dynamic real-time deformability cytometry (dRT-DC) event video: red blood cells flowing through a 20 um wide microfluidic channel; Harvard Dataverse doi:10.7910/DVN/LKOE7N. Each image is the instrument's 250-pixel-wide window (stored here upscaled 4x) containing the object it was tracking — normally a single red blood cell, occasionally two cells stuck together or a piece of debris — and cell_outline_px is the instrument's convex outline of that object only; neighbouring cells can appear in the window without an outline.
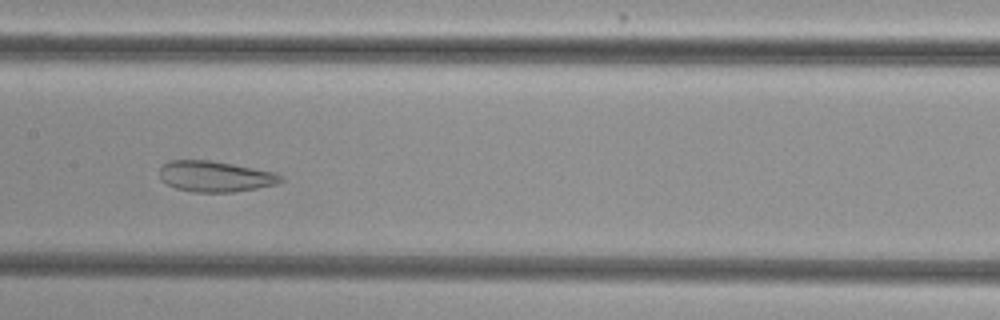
{"species": "common noctule bat (a hibernating species)", "species_latin": "Nyctalus noctula", "temperature_condition": "cold", "stored_images_in_passage": 38, "camera_frame_rate_fps": 3000, "um_per_image_px": 0.085, "animal": {"sex": "female", "body_mass_g": 29.2, "forearm_length_mm": 56.3}, "frame": {"image": 1, "passage_image": 12, "time_ms": 3.667, "image_size_px": [1000, 320], "cell_outline_px": [[284, 180], [276, 184], [236, 192], [192, 192], [176, 188], [160, 180], [160, 168], [168, 160], [212, 160], [276, 172], [284, 176]], "centroid_in_image_um": [18.31, 14.99], "position_along_channel_um": 189.1, "area_um2": 21.96}}
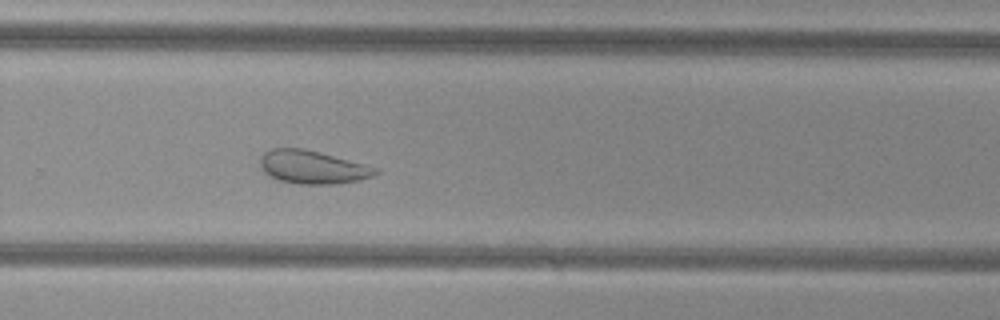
{"frame": {"image": 2, "passage_image": 21, "time_ms": 6.667, "image_size_px": [1000, 320], "cell_outline_px": [[380, 172], [372, 176], [360, 180], [336, 184], [296, 184], [280, 180], [264, 172], [260, 168], [260, 156], [268, 148], [304, 148], [320, 152], [376, 168]], "centroid_in_image_um": [26.51, 14.2], "position_along_channel_um": 303.3, "area_um2": 22.25}}
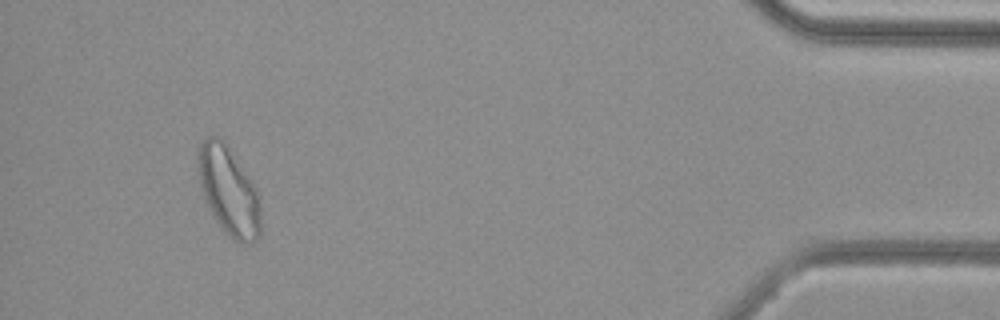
{"frame": {"image": 3, "passage_image": 35, "time_ms": 11.333, "image_size_px": [1000, 320], "cell_outline_px": [[260, 232], [256, 240], [252, 244], [240, 244], [232, 240], [228, 236], [212, 216], [208, 208], [196, 172], [196, 148], [208, 136], [216, 136], [224, 140], [256, 188], [260, 196]], "centroid_in_image_um": [19.41, 16.23], "position_along_channel_um": 415.8, "area_um2": 32.95}, "authors_computed_cell_mechanics": {"area_um2": 24.0448, "velocity_mm_per_s": 3.8083, "shape_relaxation_time_tau1_ms": null, "shape_relaxation_time_tau2_ms": 1.4915, "deformation_change_tau1": null, "deformation_change_tau2": 0.0869}}